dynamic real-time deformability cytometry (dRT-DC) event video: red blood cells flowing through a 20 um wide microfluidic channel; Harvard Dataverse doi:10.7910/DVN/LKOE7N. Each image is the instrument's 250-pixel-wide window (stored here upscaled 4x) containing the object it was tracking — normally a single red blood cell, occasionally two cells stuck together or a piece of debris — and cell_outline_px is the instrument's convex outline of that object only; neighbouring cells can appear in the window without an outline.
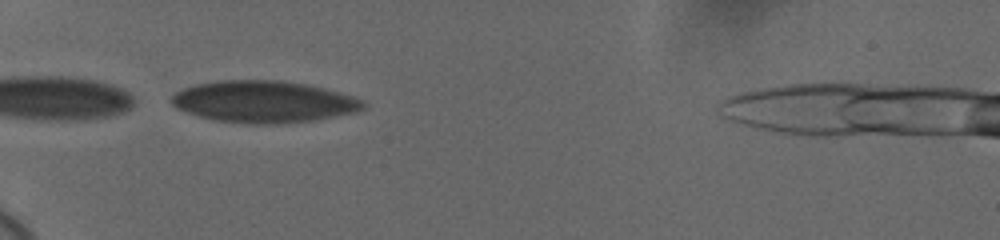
{"species": "human", "species_latin": "Homo sapiens", "temperature_condition": "cold", "stored_images_in_passage": 26, "camera_frame_rate_fps": 3000, "um_per_image_px": 0.085, "donor": {"sex": "female"}, "frame": {"image": 1, "passage_image": 1, "time_ms": 0.0, "image_size_px": [1000, 240], "cell_outline_px": [[368, 104], [364, 108], [356, 112], [316, 120], [284, 124], [248, 124], [216, 120], [200, 116], [176, 108], [168, 100], [176, 92], [184, 88], [196, 84], [220, 80], [284, 80], [324, 88], [352, 96], [364, 100]], "centroid_in_image_um": [22.44, 8.65], "position_along_channel_um": 62.6, "area_um2": 46.93}}
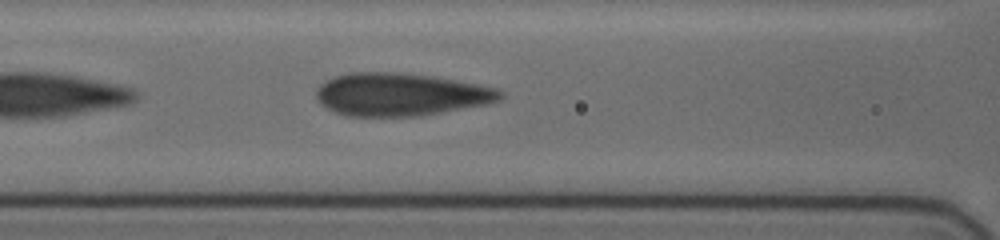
{"frame": {"image": 2, "passage_image": 8, "time_ms": 2.333, "image_size_px": [1000, 240], "cell_outline_px": [[504, 96], [500, 100], [488, 104], [420, 116], [348, 116], [336, 112], [320, 104], [316, 96], [316, 92], [320, 84], [324, 80], [348, 72], [388, 72], [432, 76], [496, 88], [504, 92]], "centroid_in_image_um": [34.04, 8.03], "position_along_channel_um": 132.6, "area_um2": 45.78}}
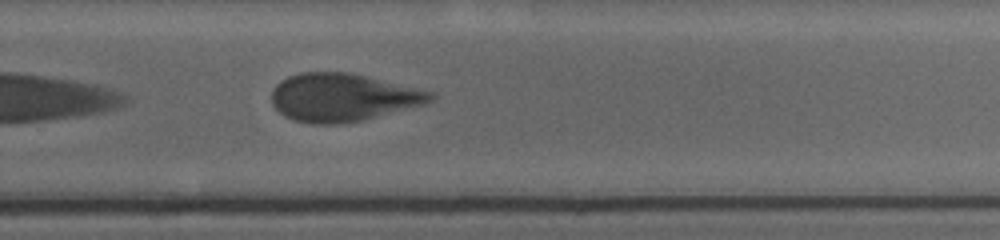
{"frame": {"image": 3, "passage_image": 22, "time_ms": 7.0, "image_size_px": [1000, 240], "cell_outline_px": [[436, 96], [432, 100], [420, 104], [360, 120], [336, 124], [312, 124], [296, 120], [284, 116], [272, 104], [272, 92], [276, 84], [280, 80], [288, 76], [300, 72], [352, 72], [432, 92]], "centroid_in_image_um": [29.05, 8.25], "position_along_channel_um": 300.7, "area_um2": 43.75}}